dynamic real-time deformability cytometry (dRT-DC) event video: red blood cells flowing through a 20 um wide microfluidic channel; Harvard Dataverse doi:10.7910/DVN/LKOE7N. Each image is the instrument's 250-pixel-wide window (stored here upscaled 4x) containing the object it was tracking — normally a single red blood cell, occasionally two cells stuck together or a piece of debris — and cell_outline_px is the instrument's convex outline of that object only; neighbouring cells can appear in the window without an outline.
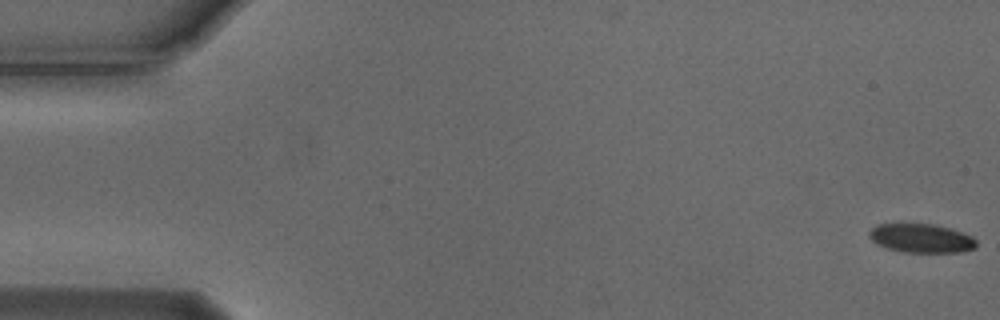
{"species": "Egyptian fruit bat (a non-hibernating species)", "species_latin": "Rousettus aegyptiacus", "temperature_condition": "cold", "stored_images_in_passage": 56, "camera_frame_rate_fps": 3000, "um_per_image_px": 0.085, "animal": {"sex": "male"}, "frame": {"image": 1, "passage_image": 1, "time_ms": 0.0, "image_size_px": [1000, 320], "cell_outline_px": [[976, 248], [960, 252], [904, 252], [888, 248], [876, 244], [868, 236], [868, 232], [876, 224], [932, 224], [948, 228], [972, 236], [976, 240]], "centroid_in_image_um": [78.28, 20.25], "position_along_channel_um": 6.7, "area_um2": 17.92}}
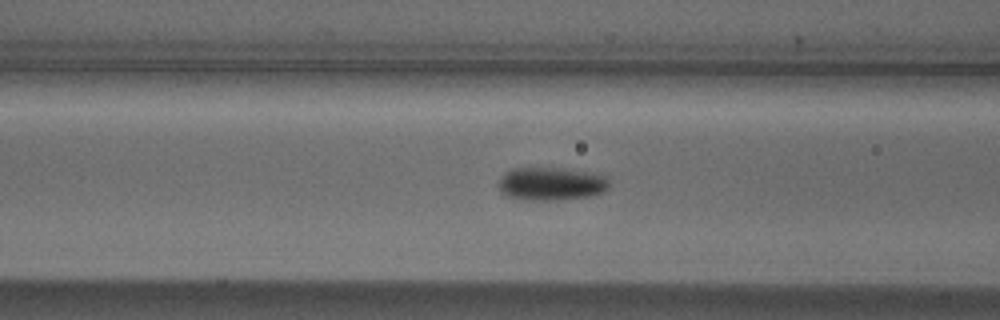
{"frame": {"image": 2, "passage_image": 22, "time_ms": 7.0, "image_size_px": [1000, 320], "cell_outline_px": [[612, 184], [604, 192], [592, 196], [560, 200], [528, 200], [508, 196], [500, 192], [500, 176], [504, 172], [512, 168], [560, 168], [596, 172], [608, 176]], "centroid_in_image_um": [46.94, 15.61], "position_along_channel_um": 119.7, "area_um2": 21.91}}
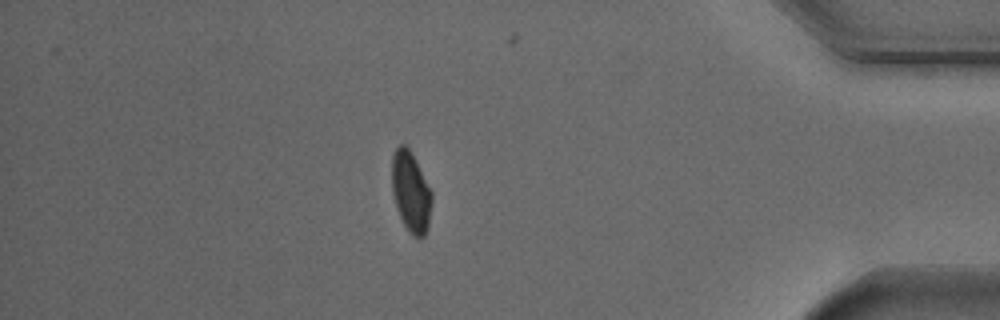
{"frame": {"image": 3, "passage_image": 48, "time_ms": 15.667, "image_size_px": [1000, 320], "cell_outline_px": [[432, 200], [428, 228], [424, 236], [420, 240], [412, 236], [404, 224], [396, 208], [392, 192], [392, 156], [396, 148], [400, 144], [404, 144], [412, 152], [432, 192]], "centroid_in_image_um": [34.92, 16.33], "position_along_channel_um": 400.3, "area_um2": 18.9}, "authors_computed_cell_mechanics": {"area_um2": 19.2185, "velocity_mm_per_s": 3.7233, "shape_relaxation_time_tau1_ms": 2.3596, "shape_relaxation_time_tau2_ms": null, "deformation_change_tau1": 0.0851, "deformation_change_tau2": null}}